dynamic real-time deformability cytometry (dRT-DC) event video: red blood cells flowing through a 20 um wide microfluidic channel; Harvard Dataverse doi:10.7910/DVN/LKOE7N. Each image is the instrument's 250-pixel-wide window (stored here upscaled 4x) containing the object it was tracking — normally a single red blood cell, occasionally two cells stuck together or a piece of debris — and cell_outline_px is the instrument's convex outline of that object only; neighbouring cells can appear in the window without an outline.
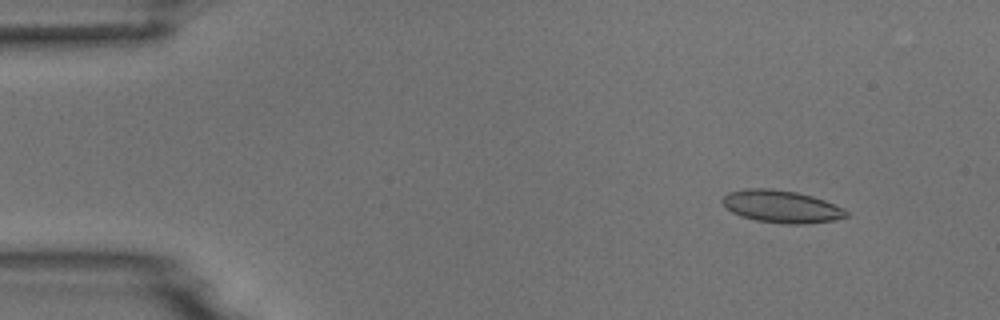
{"species": "common noctule bat (a hibernating species)", "species_latin": "Nyctalus noctula", "temperature_condition": "room temperature", "stored_images_in_passage": 4, "camera_frame_rate_fps": 3000, "um_per_image_px": 0.085, "animal": {"sex": "male", "body_mass_g": 18.8}, "frame": {"image": 1, "passage_image": 2, "time_ms": 1.333, "image_size_px": [1000, 320], "cell_outline_px": [[848, 216], [836, 220], [804, 224], [788, 224], [756, 220], [740, 216], [732, 212], [720, 200], [728, 192], [748, 188], [772, 188], [796, 192], [812, 196], [824, 200], [844, 208], [848, 212]], "centroid_in_image_um": [66.43, 17.55], "position_along_channel_um": 18.6, "area_um2": 23.41}}
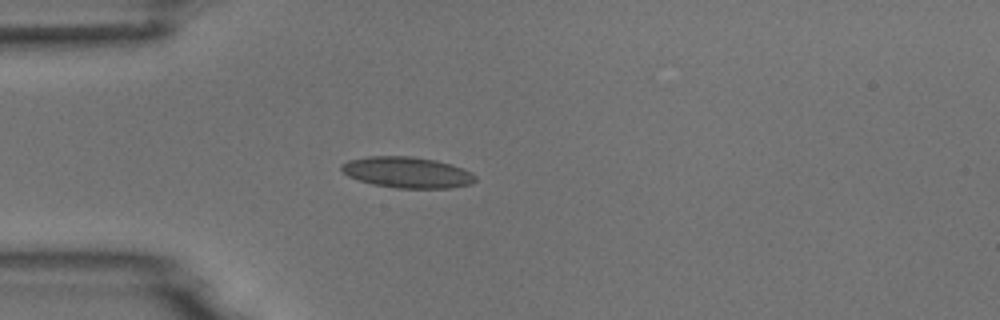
{"frame": {"image": 2, "passage_image": 4, "time_ms": 4.333, "image_size_px": [1000, 320], "cell_outline_px": [[476, 180], [472, 184], [448, 188], [396, 188], [372, 184], [348, 176], [340, 168], [340, 164], [348, 160], [368, 156], [412, 156], [436, 160], [452, 164], [464, 168], [472, 172], [476, 176]], "centroid_in_image_um": [34.63, 14.65], "position_along_channel_um": 50.4, "area_um2": 24.39}}